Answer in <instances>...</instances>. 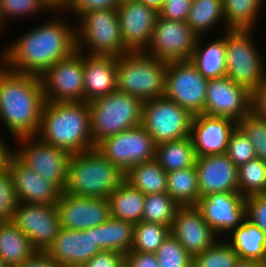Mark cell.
<instances>
[{
    "mask_svg": "<svg viewBox=\"0 0 266 267\" xmlns=\"http://www.w3.org/2000/svg\"><path fill=\"white\" fill-rule=\"evenodd\" d=\"M171 233L166 225L141 221L135 224L134 241L130 251L155 253Z\"/></svg>",
    "mask_w": 266,
    "mask_h": 267,
    "instance_id": "cell-38",
    "label": "cell"
},
{
    "mask_svg": "<svg viewBox=\"0 0 266 267\" xmlns=\"http://www.w3.org/2000/svg\"><path fill=\"white\" fill-rule=\"evenodd\" d=\"M95 148L123 173L136 164L154 160L156 152L152 136L141 124L106 137Z\"/></svg>",
    "mask_w": 266,
    "mask_h": 267,
    "instance_id": "cell-10",
    "label": "cell"
},
{
    "mask_svg": "<svg viewBox=\"0 0 266 267\" xmlns=\"http://www.w3.org/2000/svg\"><path fill=\"white\" fill-rule=\"evenodd\" d=\"M128 267H159L155 253L130 251L125 255Z\"/></svg>",
    "mask_w": 266,
    "mask_h": 267,
    "instance_id": "cell-49",
    "label": "cell"
},
{
    "mask_svg": "<svg viewBox=\"0 0 266 267\" xmlns=\"http://www.w3.org/2000/svg\"><path fill=\"white\" fill-rule=\"evenodd\" d=\"M207 84L191 60L168 62L164 96L192 115L204 114Z\"/></svg>",
    "mask_w": 266,
    "mask_h": 267,
    "instance_id": "cell-11",
    "label": "cell"
},
{
    "mask_svg": "<svg viewBox=\"0 0 266 267\" xmlns=\"http://www.w3.org/2000/svg\"><path fill=\"white\" fill-rule=\"evenodd\" d=\"M252 33L241 29L225 32L226 76L251 93L266 81L264 59L252 40Z\"/></svg>",
    "mask_w": 266,
    "mask_h": 267,
    "instance_id": "cell-8",
    "label": "cell"
},
{
    "mask_svg": "<svg viewBox=\"0 0 266 267\" xmlns=\"http://www.w3.org/2000/svg\"><path fill=\"white\" fill-rule=\"evenodd\" d=\"M263 0H222L226 31L252 30ZM259 11V12H258Z\"/></svg>",
    "mask_w": 266,
    "mask_h": 267,
    "instance_id": "cell-34",
    "label": "cell"
},
{
    "mask_svg": "<svg viewBox=\"0 0 266 267\" xmlns=\"http://www.w3.org/2000/svg\"><path fill=\"white\" fill-rule=\"evenodd\" d=\"M193 116L165 96L143 102L141 125L157 145L191 136Z\"/></svg>",
    "mask_w": 266,
    "mask_h": 267,
    "instance_id": "cell-9",
    "label": "cell"
},
{
    "mask_svg": "<svg viewBox=\"0 0 266 267\" xmlns=\"http://www.w3.org/2000/svg\"><path fill=\"white\" fill-rule=\"evenodd\" d=\"M122 0H70L66 11H72L77 17L91 10L117 9ZM68 9V10H67Z\"/></svg>",
    "mask_w": 266,
    "mask_h": 267,
    "instance_id": "cell-47",
    "label": "cell"
},
{
    "mask_svg": "<svg viewBox=\"0 0 266 267\" xmlns=\"http://www.w3.org/2000/svg\"><path fill=\"white\" fill-rule=\"evenodd\" d=\"M88 104L95 146L106 137L141 124L143 102L136 96L117 90Z\"/></svg>",
    "mask_w": 266,
    "mask_h": 267,
    "instance_id": "cell-6",
    "label": "cell"
},
{
    "mask_svg": "<svg viewBox=\"0 0 266 267\" xmlns=\"http://www.w3.org/2000/svg\"><path fill=\"white\" fill-rule=\"evenodd\" d=\"M197 39L198 36L190 29L187 22L172 21L158 16L151 41L144 52L168 62L190 60Z\"/></svg>",
    "mask_w": 266,
    "mask_h": 267,
    "instance_id": "cell-15",
    "label": "cell"
},
{
    "mask_svg": "<svg viewBox=\"0 0 266 267\" xmlns=\"http://www.w3.org/2000/svg\"><path fill=\"white\" fill-rule=\"evenodd\" d=\"M18 203L57 204L62 191L24 165L16 156L10 168Z\"/></svg>",
    "mask_w": 266,
    "mask_h": 267,
    "instance_id": "cell-24",
    "label": "cell"
},
{
    "mask_svg": "<svg viewBox=\"0 0 266 267\" xmlns=\"http://www.w3.org/2000/svg\"><path fill=\"white\" fill-rule=\"evenodd\" d=\"M18 200L9 169L0 171V222L12 221Z\"/></svg>",
    "mask_w": 266,
    "mask_h": 267,
    "instance_id": "cell-44",
    "label": "cell"
},
{
    "mask_svg": "<svg viewBox=\"0 0 266 267\" xmlns=\"http://www.w3.org/2000/svg\"><path fill=\"white\" fill-rule=\"evenodd\" d=\"M179 207L167 192L145 195L142 221L171 228Z\"/></svg>",
    "mask_w": 266,
    "mask_h": 267,
    "instance_id": "cell-36",
    "label": "cell"
},
{
    "mask_svg": "<svg viewBox=\"0 0 266 267\" xmlns=\"http://www.w3.org/2000/svg\"><path fill=\"white\" fill-rule=\"evenodd\" d=\"M0 267H8L0 257Z\"/></svg>",
    "mask_w": 266,
    "mask_h": 267,
    "instance_id": "cell-56",
    "label": "cell"
},
{
    "mask_svg": "<svg viewBox=\"0 0 266 267\" xmlns=\"http://www.w3.org/2000/svg\"><path fill=\"white\" fill-rule=\"evenodd\" d=\"M238 192L245 198L266 194V162L254 158L238 167Z\"/></svg>",
    "mask_w": 266,
    "mask_h": 267,
    "instance_id": "cell-37",
    "label": "cell"
},
{
    "mask_svg": "<svg viewBox=\"0 0 266 267\" xmlns=\"http://www.w3.org/2000/svg\"><path fill=\"white\" fill-rule=\"evenodd\" d=\"M168 61L144 51L117 57V89L136 96L142 102L164 96Z\"/></svg>",
    "mask_w": 266,
    "mask_h": 267,
    "instance_id": "cell-5",
    "label": "cell"
},
{
    "mask_svg": "<svg viewBox=\"0 0 266 267\" xmlns=\"http://www.w3.org/2000/svg\"><path fill=\"white\" fill-rule=\"evenodd\" d=\"M237 122L225 117L197 114L191 123V138L197 157L224 154Z\"/></svg>",
    "mask_w": 266,
    "mask_h": 267,
    "instance_id": "cell-21",
    "label": "cell"
},
{
    "mask_svg": "<svg viewBox=\"0 0 266 267\" xmlns=\"http://www.w3.org/2000/svg\"><path fill=\"white\" fill-rule=\"evenodd\" d=\"M122 40L131 52L149 46L159 13L138 0H122L117 7Z\"/></svg>",
    "mask_w": 266,
    "mask_h": 267,
    "instance_id": "cell-17",
    "label": "cell"
},
{
    "mask_svg": "<svg viewBox=\"0 0 266 267\" xmlns=\"http://www.w3.org/2000/svg\"><path fill=\"white\" fill-rule=\"evenodd\" d=\"M100 251L101 249L95 245L93 228L88 230L61 228L45 252L62 267H81Z\"/></svg>",
    "mask_w": 266,
    "mask_h": 267,
    "instance_id": "cell-22",
    "label": "cell"
},
{
    "mask_svg": "<svg viewBox=\"0 0 266 267\" xmlns=\"http://www.w3.org/2000/svg\"><path fill=\"white\" fill-rule=\"evenodd\" d=\"M238 258L227 241L217 240L211 247L193 258V267H234Z\"/></svg>",
    "mask_w": 266,
    "mask_h": 267,
    "instance_id": "cell-39",
    "label": "cell"
},
{
    "mask_svg": "<svg viewBox=\"0 0 266 267\" xmlns=\"http://www.w3.org/2000/svg\"><path fill=\"white\" fill-rule=\"evenodd\" d=\"M45 103L39 76L22 74L0 65V122L15 139L36 136Z\"/></svg>",
    "mask_w": 266,
    "mask_h": 267,
    "instance_id": "cell-2",
    "label": "cell"
},
{
    "mask_svg": "<svg viewBox=\"0 0 266 267\" xmlns=\"http://www.w3.org/2000/svg\"><path fill=\"white\" fill-rule=\"evenodd\" d=\"M221 18L225 22L222 0H192L186 22L197 36H202Z\"/></svg>",
    "mask_w": 266,
    "mask_h": 267,
    "instance_id": "cell-35",
    "label": "cell"
},
{
    "mask_svg": "<svg viewBox=\"0 0 266 267\" xmlns=\"http://www.w3.org/2000/svg\"><path fill=\"white\" fill-rule=\"evenodd\" d=\"M227 241L239 258L266 262V234L254 223L245 218L240 226L233 229Z\"/></svg>",
    "mask_w": 266,
    "mask_h": 267,
    "instance_id": "cell-26",
    "label": "cell"
},
{
    "mask_svg": "<svg viewBox=\"0 0 266 267\" xmlns=\"http://www.w3.org/2000/svg\"><path fill=\"white\" fill-rule=\"evenodd\" d=\"M12 222L29 238L37 251L45 252L61 230L56 204L18 203Z\"/></svg>",
    "mask_w": 266,
    "mask_h": 267,
    "instance_id": "cell-14",
    "label": "cell"
},
{
    "mask_svg": "<svg viewBox=\"0 0 266 267\" xmlns=\"http://www.w3.org/2000/svg\"><path fill=\"white\" fill-rule=\"evenodd\" d=\"M245 199L239 192H219L200 198L196 206L219 236L242 224L246 218Z\"/></svg>",
    "mask_w": 266,
    "mask_h": 267,
    "instance_id": "cell-19",
    "label": "cell"
},
{
    "mask_svg": "<svg viewBox=\"0 0 266 267\" xmlns=\"http://www.w3.org/2000/svg\"><path fill=\"white\" fill-rule=\"evenodd\" d=\"M37 250L29 238L12 222H0V257L8 267L32 257Z\"/></svg>",
    "mask_w": 266,
    "mask_h": 267,
    "instance_id": "cell-28",
    "label": "cell"
},
{
    "mask_svg": "<svg viewBox=\"0 0 266 267\" xmlns=\"http://www.w3.org/2000/svg\"><path fill=\"white\" fill-rule=\"evenodd\" d=\"M54 19L9 45L1 54V64L11 71L40 77L56 62L70 57L77 50L76 27L58 16Z\"/></svg>",
    "mask_w": 266,
    "mask_h": 267,
    "instance_id": "cell-1",
    "label": "cell"
},
{
    "mask_svg": "<svg viewBox=\"0 0 266 267\" xmlns=\"http://www.w3.org/2000/svg\"><path fill=\"white\" fill-rule=\"evenodd\" d=\"M171 234L193 258L217 241V234L205 221L196 205L179 207Z\"/></svg>",
    "mask_w": 266,
    "mask_h": 267,
    "instance_id": "cell-20",
    "label": "cell"
},
{
    "mask_svg": "<svg viewBox=\"0 0 266 267\" xmlns=\"http://www.w3.org/2000/svg\"><path fill=\"white\" fill-rule=\"evenodd\" d=\"M192 0H166L158 11L159 17L186 22Z\"/></svg>",
    "mask_w": 266,
    "mask_h": 267,
    "instance_id": "cell-46",
    "label": "cell"
},
{
    "mask_svg": "<svg viewBox=\"0 0 266 267\" xmlns=\"http://www.w3.org/2000/svg\"><path fill=\"white\" fill-rule=\"evenodd\" d=\"M159 267H193V257L170 233L155 252Z\"/></svg>",
    "mask_w": 266,
    "mask_h": 267,
    "instance_id": "cell-40",
    "label": "cell"
},
{
    "mask_svg": "<svg viewBox=\"0 0 266 267\" xmlns=\"http://www.w3.org/2000/svg\"><path fill=\"white\" fill-rule=\"evenodd\" d=\"M251 113L266 120V81L251 93Z\"/></svg>",
    "mask_w": 266,
    "mask_h": 267,
    "instance_id": "cell-50",
    "label": "cell"
},
{
    "mask_svg": "<svg viewBox=\"0 0 266 267\" xmlns=\"http://www.w3.org/2000/svg\"><path fill=\"white\" fill-rule=\"evenodd\" d=\"M111 217L133 224L142 221L145 194L122 182L108 197Z\"/></svg>",
    "mask_w": 266,
    "mask_h": 267,
    "instance_id": "cell-30",
    "label": "cell"
},
{
    "mask_svg": "<svg viewBox=\"0 0 266 267\" xmlns=\"http://www.w3.org/2000/svg\"><path fill=\"white\" fill-rule=\"evenodd\" d=\"M259 265L255 260L238 258L234 267H258Z\"/></svg>",
    "mask_w": 266,
    "mask_h": 267,
    "instance_id": "cell-54",
    "label": "cell"
},
{
    "mask_svg": "<svg viewBox=\"0 0 266 267\" xmlns=\"http://www.w3.org/2000/svg\"><path fill=\"white\" fill-rule=\"evenodd\" d=\"M210 44L202 45V36H198L196 46L191 57V62L198 71L207 79L226 76V35Z\"/></svg>",
    "mask_w": 266,
    "mask_h": 267,
    "instance_id": "cell-27",
    "label": "cell"
},
{
    "mask_svg": "<svg viewBox=\"0 0 266 267\" xmlns=\"http://www.w3.org/2000/svg\"><path fill=\"white\" fill-rule=\"evenodd\" d=\"M61 228L88 230L111 217L108 198L82 197L62 192L57 202Z\"/></svg>",
    "mask_w": 266,
    "mask_h": 267,
    "instance_id": "cell-18",
    "label": "cell"
},
{
    "mask_svg": "<svg viewBox=\"0 0 266 267\" xmlns=\"http://www.w3.org/2000/svg\"><path fill=\"white\" fill-rule=\"evenodd\" d=\"M16 140L21 143L18 150L14 149L16 157L63 192L67 185L71 154L44 143L37 136L22 137Z\"/></svg>",
    "mask_w": 266,
    "mask_h": 267,
    "instance_id": "cell-12",
    "label": "cell"
},
{
    "mask_svg": "<svg viewBox=\"0 0 266 267\" xmlns=\"http://www.w3.org/2000/svg\"><path fill=\"white\" fill-rule=\"evenodd\" d=\"M226 154L237 167L256 158L252 142L238 127L230 135Z\"/></svg>",
    "mask_w": 266,
    "mask_h": 267,
    "instance_id": "cell-43",
    "label": "cell"
},
{
    "mask_svg": "<svg viewBox=\"0 0 266 267\" xmlns=\"http://www.w3.org/2000/svg\"><path fill=\"white\" fill-rule=\"evenodd\" d=\"M251 112V92L228 76L208 79L204 114L235 122Z\"/></svg>",
    "mask_w": 266,
    "mask_h": 267,
    "instance_id": "cell-16",
    "label": "cell"
},
{
    "mask_svg": "<svg viewBox=\"0 0 266 267\" xmlns=\"http://www.w3.org/2000/svg\"><path fill=\"white\" fill-rule=\"evenodd\" d=\"M125 181V173L97 148L71 154L64 192L75 196L108 198Z\"/></svg>",
    "mask_w": 266,
    "mask_h": 267,
    "instance_id": "cell-4",
    "label": "cell"
},
{
    "mask_svg": "<svg viewBox=\"0 0 266 267\" xmlns=\"http://www.w3.org/2000/svg\"><path fill=\"white\" fill-rule=\"evenodd\" d=\"M85 102L117 91V57L83 54Z\"/></svg>",
    "mask_w": 266,
    "mask_h": 267,
    "instance_id": "cell-25",
    "label": "cell"
},
{
    "mask_svg": "<svg viewBox=\"0 0 266 267\" xmlns=\"http://www.w3.org/2000/svg\"><path fill=\"white\" fill-rule=\"evenodd\" d=\"M13 267H62L46 252L37 251L32 257Z\"/></svg>",
    "mask_w": 266,
    "mask_h": 267,
    "instance_id": "cell-51",
    "label": "cell"
},
{
    "mask_svg": "<svg viewBox=\"0 0 266 267\" xmlns=\"http://www.w3.org/2000/svg\"><path fill=\"white\" fill-rule=\"evenodd\" d=\"M139 2L159 11L166 0H138Z\"/></svg>",
    "mask_w": 266,
    "mask_h": 267,
    "instance_id": "cell-55",
    "label": "cell"
},
{
    "mask_svg": "<svg viewBox=\"0 0 266 267\" xmlns=\"http://www.w3.org/2000/svg\"><path fill=\"white\" fill-rule=\"evenodd\" d=\"M200 198L212 193L238 192V167L224 154L197 157Z\"/></svg>",
    "mask_w": 266,
    "mask_h": 267,
    "instance_id": "cell-23",
    "label": "cell"
},
{
    "mask_svg": "<svg viewBox=\"0 0 266 267\" xmlns=\"http://www.w3.org/2000/svg\"><path fill=\"white\" fill-rule=\"evenodd\" d=\"M78 18V52L85 54L84 46L88 51L90 49L88 55L120 57L131 52L122 40L117 9L91 10L82 13Z\"/></svg>",
    "mask_w": 266,
    "mask_h": 267,
    "instance_id": "cell-7",
    "label": "cell"
},
{
    "mask_svg": "<svg viewBox=\"0 0 266 267\" xmlns=\"http://www.w3.org/2000/svg\"><path fill=\"white\" fill-rule=\"evenodd\" d=\"M246 218L266 234V194H256L245 199Z\"/></svg>",
    "mask_w": 266,
    "mask_h": 267,
    "instance_id": "cell-45",
    "label": "cell"
},
{
    "mask_svg": "<svg viewBox=\"0 0 266 267\" xmlns=\"http://www.w3.org/2000/svg\"><path fill=\"white\" fill-rule=\"evenodd\" d=\"M237 127L252 142L256 158L266 162V120L250 112L237 122Z\"/></svg>",
    "mask_w": 266,
    "mask_h": 267,
    "instance_id": "cell-41",
    "label": "cell"
},
{
    "mask_svg": "<svg viewBox=\"0 0 266 267\" xmlns=\"http://www.w3.org/2000/svg\"><path fill=\"white\" fill-rule=\"evenodd\" d=\"M83 53L77 50L40 76L45 101L85 102Z\"/></svg>",
    "mask_w": 266,
    "mask_h": 267,
    "instance_id": "cell-13",
    "label": "cell"
},
{
    "mask_svg": "<svg viewBox=\"0 0 266 267\" xmlns=\"http://www.w3.org/2000/svg\"><path fill=\"white\" fill-rule=\"evenodd\" d=\"M45 5L51 9V11H58L59 13L61 12V10L65 11L70 0H42Z\"/></svg>",
    "mask_w": 266,
    "mask_h": 267,
    "instance_id": "cell-53",
    "label": "cell"
},
{
    "mask_svg": "<svg viewBox=\"0 0 266 267\" xmlns=\"http://www.w3.org/2000/svg\"><path fill=\"white\" fill-rule=\"evenodd\" d=\"M36 136L44 143L70 154L95 148L88 102L45 101Z\"/></svg>",
    "mask_w": 266,
    "mask_h": 267,
    "instance_id": "cell-3",
    "label": "cell"
},
{
    "mask_svg": "<svg viewBox=\"0 0 266 267\" xmlns=\"http://www.w3.org/2000/svg\"><path fill=\"white\" fill-rule=\"evenodd\" d=\"M125 181L145 195L167 192V172L155 159L131 167Z\"/></svg>",
    "mask_w": 266,
    "mask_h": 267,
    "instance_id": "cell-32",
    "label": "cell"
},
{
    "mask_svg": "<svg viewBox=\"0 0 266 267\" xmlns=\"http://www.w3.org/2000/svg\"><path fill=\"white\" fill-rule=\"evenodd\" d=\"M124 264V253L111 250H101L81 267H122Z\"/></svg>",
    "mask_w": 266,
    "mask_h": 267,
    "instance_id": "cell-48",
    "label": "cell"
},
{
    "mask_svg": "<svg viewBox=\"0 0 266 267\" xmlns=\"http://www.w3.org/2000/svg\"><path fill=\"white\" fill-rule=\"evenodd\" d=\"M4 139L0 137V171L10 168L12 159L16 156V152L6 146Z\"/></svg>",
    "mask_w": 266,
    "mask_h": 267,
    "instance_id": "cell-52",
    "label": "cell"
},
{
    "mask_svg": "<svg viewBox=\"0 0 266 267\" xmlns=\"http://www.w3.org/2000/svg\"><path fill=\"white\" fill-rule=\"evenodd\" d=\"M43 9L50 11L42 0H0V30L6 24L5 19L30 16Z\"/></svg>",
    "mask_w": 266,
    "mask_h": 267,
    "instance_id": "cell-42",
    "label": "cell"
},
{
    "mask_svg": "<svg viewBox=\"0 0 266 267\" xmlns=\"http://www.w3.org/2000/svg\"><path fill=\"white\" fill-rule=\"evenodd\" d=\"M155 160L167 173L194 166L197 155L191 136L157 144Z\"/></svg>",
    "mask_w": 266,
    "mask_h": 267,
    "instance_id": "cell-31",
    "label": "cell"
},
{
    "mask_svg": "<svg viewBox=\"0 0 266 267\" xmlns=\"http://www.w3.org/2000/svg\"><path fill=\"white\" fill-rule=\"evenodd\" d=\"M135 224L110 217L103 224L93 227L95 245L101 250L130 252L134 241Z\"/></svg>",
    "mask_w": 266,
    "mask_h": 267,
    "instance_id": "cell-29",
    "label": "cell"
},
{
    "mask_svg": "<svg viewBox=\"0 0 266 267\" xmlns=\"http://www.w3.org/2000/svg\"><path fill=\"white\" fill-rule=\"evenodd\" d=\"M167 193L180 206L197 205L200 199L195 165L167 173Z\"/></svg>",
    "mask_w": 266,
    "mask_h": 267,
    "instance_id": "cell-33",
    "label": "cell"
}]
</instances>
